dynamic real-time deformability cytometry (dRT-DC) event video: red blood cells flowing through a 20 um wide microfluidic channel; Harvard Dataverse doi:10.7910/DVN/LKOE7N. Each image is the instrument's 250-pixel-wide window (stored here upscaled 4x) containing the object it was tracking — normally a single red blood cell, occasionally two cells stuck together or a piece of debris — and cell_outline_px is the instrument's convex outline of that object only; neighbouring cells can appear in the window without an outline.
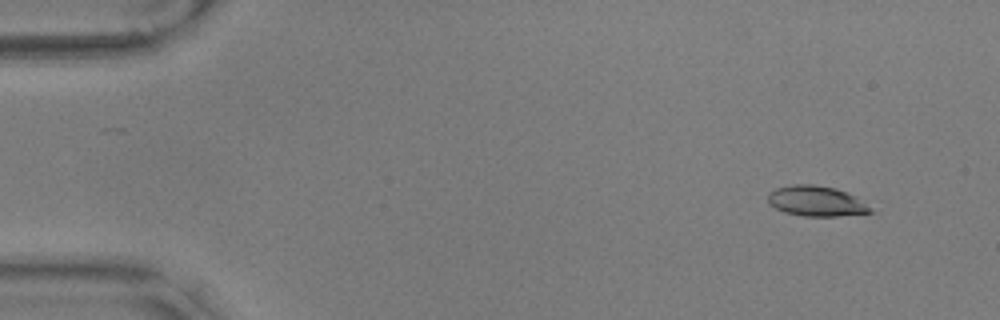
{"species": "common noctule bat (a hibernating species)", "species_latin": "Nyctalus noctula", "temperature_condition": "warm", "stored_images_in_passage": 57, "camera_frame_rate_fps": 3000, "um_per_image_px": 0.085, "animal": {"sex": "male", "body_mass_g": 17.9, "forearm_length_mm": 54.2}, "frame": {"image": 1, "passage_image": 5, "time_ms": 1.333, "image_size_px": [1000, 320], "cell_outline_px": [[876, 212], [836, 216], [804, 216], [784, 212], [768, 204], [768, 192], [776, 188], [792, 184], [816, 184], [836, 188], [852, 196]], "centroid_in_image_um": [69.31, 17.09], "position_along_channel_um": 15.7, "area_um2": 17.92}}
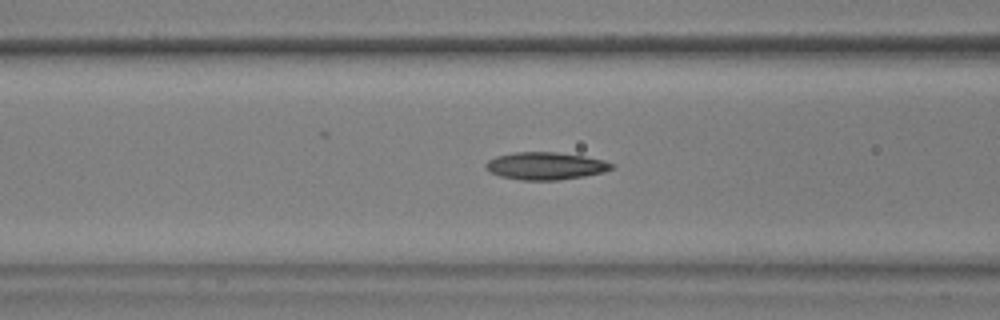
{"frame": {"image": 2, "passage_image": 23, "time_ms": 7.333, "image_size_px": [1000, 320], "cell_outline_px": [[616, 164], [612, 168], [604, 172], [584, 176], [556, 180], [520, 180], [500, 176], [488, 172], [484, 168], [484, 164], [488, 160], [496, 156], [516, 152], [556, 152], [584, 156], [604, 160]], "centroid_in_image_um": [46.34, 14.1], "position_along_channel_um": 120.3, "area_um2": 20.29}}
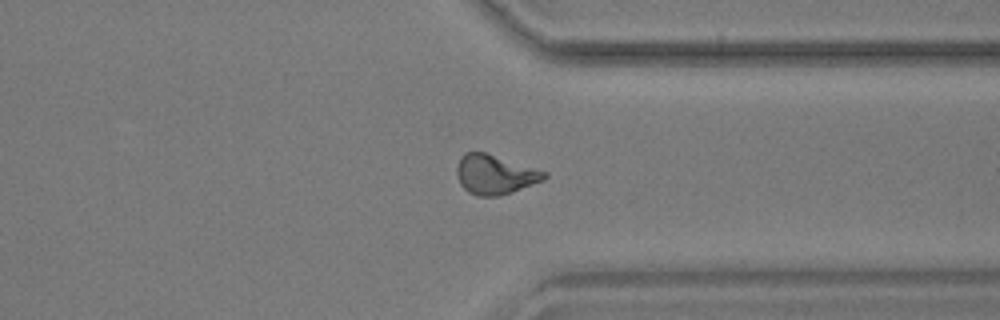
{"frame": {"image": 3, "passage_image": 44, "time_ms": 14.333, "image_size_px": [1000, 320], "cell_outline_px": [[548, 176], [544, 180], [512, 192], [496, 196], [476, 196], [468, 192], [460, 184], [456, 172], [456, 168], [460, 156], [464, 152], [484, 152], [548, 172]], "centroid_in_image_um": [42.05, 14.83], "position_along_channel_um": 369.3, "area_um2": 20.11}, "authors_computed_cell_mechanics": {"area_um2": 19.652, "velocity_mm_per_s": 3.5658, "shape_relaxation_time_tau1_ms": 8.0443, "shape_relaxation_time_tau2_ms": 2.319, "deformation_change_tau1": 0.2012, "deformation_change_tau2": 0.0937}}